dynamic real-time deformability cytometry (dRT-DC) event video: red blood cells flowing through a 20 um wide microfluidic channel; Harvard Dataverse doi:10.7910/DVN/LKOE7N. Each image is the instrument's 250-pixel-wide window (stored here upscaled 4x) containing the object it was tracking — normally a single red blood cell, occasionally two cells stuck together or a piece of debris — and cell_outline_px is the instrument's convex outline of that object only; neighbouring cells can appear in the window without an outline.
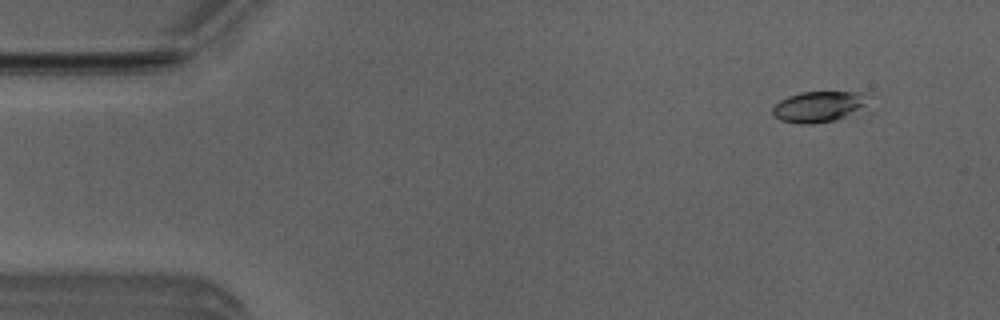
{"species": "Egyptian fruit bat (a non-hibernating species)", "species_latin": "Rousettus aegyptiacus", "temperature_condition": "room temperature", "stored_images_in_passage": 5, "camera_frame_rate_fps": 3000, "um_per_image_px": 0.085, "animal": {"sex": "male"}, "frame": {"image": 1, "passage_image": 1, "time_ms": 0.0, "image_size_px": [1000, 320], "cell_outline_px": [[864, 104], [844, 116], [836, 120], [808, 124], [800, 124], [780, 120], [772, 112], [772, 108], [780, 100], [788, 96], [800, 92], [856, 92], [864, 96]], "centroid_in_image_um": [69.44, 9.07], "position_along_channel_um": 15.6, "area_um2": 16.42}}